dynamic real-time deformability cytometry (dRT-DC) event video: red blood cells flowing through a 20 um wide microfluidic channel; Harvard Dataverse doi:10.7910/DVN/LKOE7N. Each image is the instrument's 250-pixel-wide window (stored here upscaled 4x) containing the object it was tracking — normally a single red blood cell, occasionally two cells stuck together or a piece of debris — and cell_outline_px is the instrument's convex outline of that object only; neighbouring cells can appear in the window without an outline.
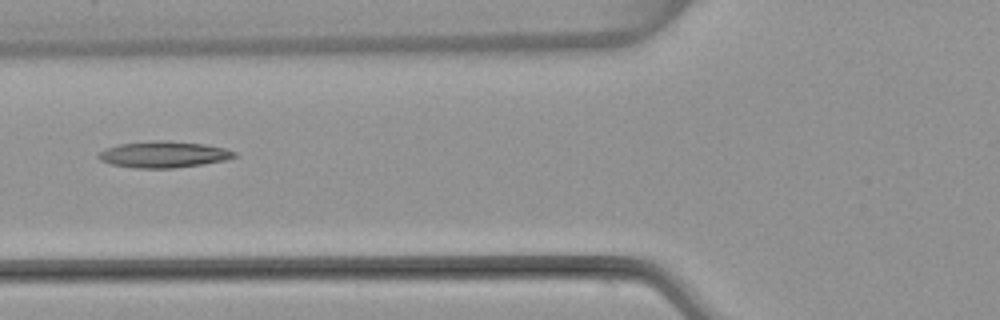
{"species": "common noctule bat (a hibernating species)", "species_latin": "Nyctalus noctula", "temperature_condition": "warm", "stored_images_in_passage": 5, "camera_frame_rate_fps": 3000, "um_per_image_px": 0.085, "animal": {"sex": "female", "body_mass_g": 22.7, "forearm_length_mm": 54.2}, "frame": {"image": 1, "passage_image": 4, "time_ms": 4.667, "image_size_px": [1000, 320], "cell_outline_px": [[240, 156], [224, 160], [204, 164], [172, 168], [136, 168], [112, 164], [100, 160], [96, 156], [100, 152], [108, 148], [120, 144], [156, 140], [164, 140], [208, 144], [224, 148], [236, 152]], "centroid_in_image_um": [13.96, 13.12], "position_along_channel_um": 111.8, "area_um2": 20.87}}
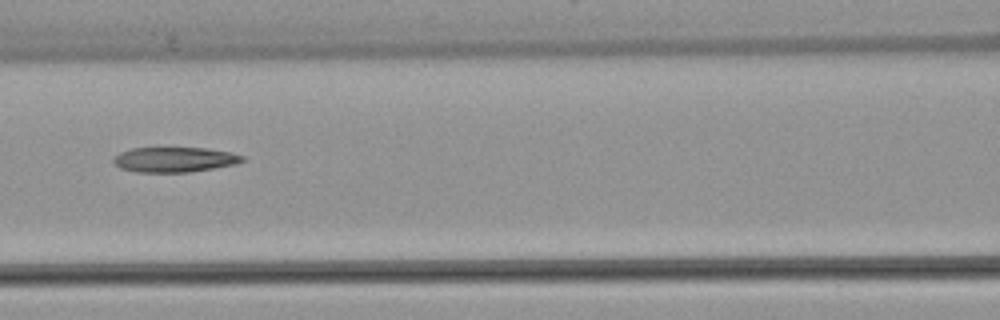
{"frame": {"image": 2, "passage_image": 5, "time_ms": 5.667, "image_size_px": [1000, 320], "cell_outline_px": [[244, 160], [236, 164], [188, 172], [136, 172], [120, 168], [112, 160], [112, 156], [120, 152], [132, 148], [208, 148], [232, 152], [244, 156]], "centroid_in_image_um": [14.82, 13.56], "position_along_channel_um": 151.8, "area_um2": 18.84}}